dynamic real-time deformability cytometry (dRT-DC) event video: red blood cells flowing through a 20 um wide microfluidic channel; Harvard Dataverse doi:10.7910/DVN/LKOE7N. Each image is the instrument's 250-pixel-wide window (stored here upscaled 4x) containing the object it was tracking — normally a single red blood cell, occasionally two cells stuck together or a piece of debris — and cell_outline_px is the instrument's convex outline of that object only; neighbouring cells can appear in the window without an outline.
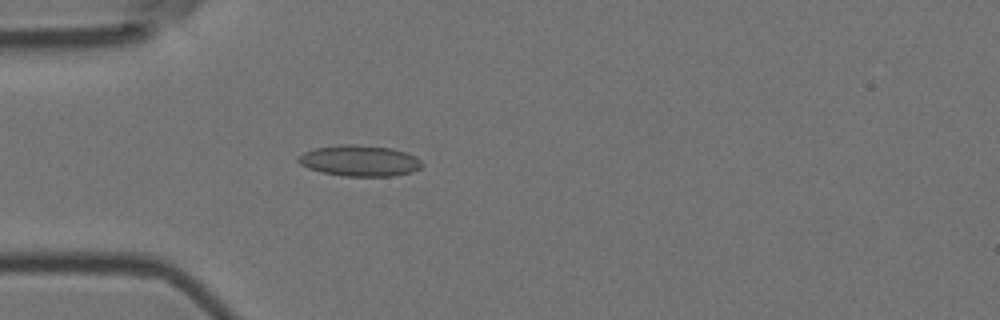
{"species": "Egyptian fruit bat (a non-hibernating species)", "species_latin": "Rousettus aegyptiacus", "temperature_condition": "room temperature", "stored_images_in_passage": 4, "camera_frame_rate_fps": 3000, "um_per_image_px": 0.085, "animal": {"sex": "female"}, "frame": {"image": 1, "passage_image": 4, "time_ms": 1.0, "image_size_px": [1000, 320], "cell_outline_px": [[424, 164], [420, 168], [412, 172], [392, 176], [344, 176], [320, 172], [308, 168], [300, 164], [296, 160], [304, 152], [316, 148], [340, 144], [352, 144], [392, 148], [416, 156]], "centroid_in_image_um": [30.57, 13.66], "position_along_channel_um": 54.4, "area_um2": 22.37}}